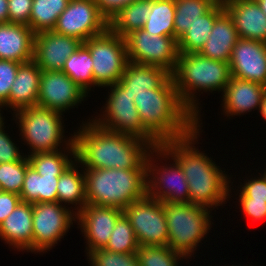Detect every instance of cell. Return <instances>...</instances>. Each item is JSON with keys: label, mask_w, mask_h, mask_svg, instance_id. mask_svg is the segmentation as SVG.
I'll return each instance as SVG.
<instances>
[{"label": "cell", "mask_w": 266, "mask_h": 266, "mask_svg": "<svg viewBox=\"0 0 266 266\" xmlns=\"http://www.w3.org/2000/svg\"><path fill=\"white\" fill-rule=\"evenodd\" d=\"M238 38L234 22L228 12L224 10L216 18L209 38L198 53L212 60L229 63Z\"/></svg>", "instance_id": "cell-24"}, {"label": "cell", "mask_w": 266, "mask_h": 266, "mask_svg": "<svg viewBox=\"0 0 266 266\" xmlns=\"http://www.w3.org/2000/svg\"><path fill=\"white\" fill-rule=\"evenodd\" d=\"M93 61V78L98 89L119 82L129 63L126 42L110 28L83 43Z\"/></svg>", "instance_id": "cell-10"}, {"label": "cell", "mask_w": 266, "mask_h": 266, "mask_svg": "<svg viewBox=\"0 0 266 266\" xmlns=\"http://www.w3.org/2000/svg\"><path fill=\"white\" fill-rule=\"evenodd\" d=\"M2 192H4V189H3L2 184L0 182V193H2Z\"/></svg>", "instance_id": "cell-52"}, {"label": "cell", "mask_w": 266, "mask_h": 266, "mask_svg": "<svg viewBox=\"0 0 266 266\" xmlns=\"http://www.w3.org/2000/svg\"><path fill=\"white\" fill-rule=\"evenodd\" d=\"M77 222V214L59 202L33 203V254H46Z\"/></svg>", "instance_id": "cell-11"}, {"label": "cell", "mask_w": 266, "mask_h": 266, "mask_svg": "<svg viewBox=\"0 0 266 266\" xmlns=\"http://www.w3.org/2000/svg\"><path fill=\"white\" fill-rule=\"evenodd\" d=\"M202 123H198L189 135L181 139L169 140L160 146L179 164L189 186L190 203L209 210L224 208L229 200V186L232 173L217 165L213 157L202 151L199 141L203 135ZM201 134V135H200ZM197 145V146H195ZM226 171V172H225Z\"/></svg>", "instance_id": "cell-1"}, {"label": "cell", "mask_w": 266, "mask_h": 266, "mask_svg": "<svg viewBox=\"0 0 266 266\" xmlns=\"http://www.w3.org/2000/svg\"><path fill=\"white\" fill-rule=\"evenodd\" d=\"M87 205L124 210L147 194V163L139 169L83 168Z\"/></svg>", "instance_id": "cell-5"}, {"label": "cell", "mask_w": 266, "mask_h": 266, "mask_svg": "<svg viewBox=\"0 0 266 266\" xmlns=\"http://www.w3.org/2000/svg\"><path fill=\"white\" fill-rule=\"evenodd\" d=\"M33 0H8V21L29 26Z\"/></svg>", "instance_id": "cell-42"}, {"label": "cell", "mask_w": 266, "mask_h": 266, "mask_svg": "<svg viewBox=\"0 0 266 266\" xmlns=\"http://www.w3.org/2000/svg\"><path fill=\"white\" fill-rule=\"evenodd\" d=\"M8 22V0H0V24Z\"/></svg>", "instance_id": "cell-46"}, {"label": "cell", "mask_w": 266, "mask_h": 266, "mask_svg": "<svg viewBox=\"0 0 266 266\" xmlns=\"http://www.w3.org/2000/svg\"><path fill=\"white\" fill-rule=\"evenodd\" d=\"M260 115L258 114V116H261L264 121L263 123L266 124V93L263 95L262 101H261V106L259 109Z\"/></svg>", "instance_id": "cell-47"}, {"label": "cell", "mask_w": 266, "mask_h": 266, "mask_svg": "<svg viewBox=\"0 0 266 266\" xmlns=\"http://www.w3.org/2000/svg\"><path fill=\"white\" fill-rule=\"evenodd\" d=\"M260 172L261 171H259L258 174L252 173L249 176L247 174L246 177L245 176L242 177L243 181L242 182L239 181L240 184L238 183L237 186L234 185L235 188H233L234 187L233 183L236 181L233 180L232 182L231 180L229 186V198L231 197L234 198L233 195H235V197L238 195L237 198H253V200L266 201V177L262 172L261 173ZM234 189L236 191H233ZM232 192H234L233 195L231 194Z\"/></svg>", "instance_id": "cell-38"}, {"label": "cell", "mask_w": 266, "mask_h": 266, "mask_svg": "<svg viewBox=\"0 0 266 266\" xmlns=\"http://www.w3.org/2000/svg\"><path fill=\"white\" fill-rule=\"evenodd\" d=\"M229 66L232 77L266 87V43L238 38Z\"/></svg>", "instance_id": "cell-17"}, {"label": "cell", "mask_w": 266, "mask_h": 266, "mask_svg": "<svg viewBox=\"0 0 266 266\" xmlns=\"http://www.w3.org/2000/svg\"><path fill=\"white\" fill-rule=\"evenodd\" d=\"M256 1L259 3L261 10L266 15V0H256Z\"/></svg>", "instance_id": "cell-48"}, {"label": "cell", "mask_w": 266, "mask_h": 266, "mask_svg": "<svg viewBox=\"0 0 266 266\" xmlns=\"http://www.w3.org/2000/svg\"><path fill=\"white\" fill-rule=\"evenodd\" d=\"M219 0H174V38L177 40Z\"/></svg>", "instance_id": "cell-31"}, {"label": "cell", "mask_w": 266, "mask_h": 266, "mask_svg": "<svg viewBox=\"0 0 266 266\" xmlns=\"http://www.w3.org/2000/svg\"><path fill=\"white\" fill-rule=\"evenodd\" d=\"M32 219L33 204L21 201L0 224L1 242L13 251L33 253Z\"/></svg>", "instance_id": "cell-20"}, {"label": "cell", "mask_w": 266, "mask_h": 266, "mask_svg": "<svg viewBox=\"0 0 266 266\" xmlns=\"http://www.w3.org/2000/svg\"><path fill=\"white\" fill-rule=\"evenodd\" d=\"M265 93L266 87L261 84L231 77L221 94V114L225 116L224 119H231L252 111L254 113L255 110L259 112Z\"/></svg>", "instance_id": "cell-19"}, {"label": "cell", "mask_w": 266, "mask_h": 266, "mask_svg": "<svg viewBox=\"0 0 266 266\" xmlns=\"http://www.w3.org/2000/svg\"><path fill=\"white\" fill-rule=\"evenodd\" d=\"M73 131L75 159L83 168L139 169L153 147L139 138L108 131L91 121Z\"/></svg>", "instance_id": "cell-2"}, {"label": "cell", "mask_w": 266, "mask_h": 266, "mask_svg": "<svg viewBox=\"0 0 266 266\" xmlns=\"http://www.w3.org/2000/svg\"><path fill=\"white\" fill-rule=\"evenodd\" d=\"M151 12V0H138L116 14L109 22V28L125 38L128 34L144 27Z\"/></svg>", "instance_id": "cell-29"}, {"label": "cell", "mask_w": 266, "mask_h": 266, "mask_svg": "<svg viewBox=\"0 0 266 266\" xmlns=\"http://www.w3.org/2000/svg\"><path fill=\"white\" fill-rule=\"evenodd\" d=\"M171 77L182 104L202 123L201 94L214 95L216 91L222 94L232 75L228 62L212 60L199 53H179Z\"/></svg>", "instance_id": "cell-4"}, {"label": "cell", "mask_w": 266, "mask_h": 266, "mask_svg": "<svg viewBox=\"0 0 266 266\" xmlns=\"http://www.w3.org/2000/svg\"><path fill=\"white\" fill-rule=\"evenodd\" d=\"M11 116L10 120L18 126L16 135L19 133L20 143L28 147L26 156L75 148L73 132L69 131L70 135H65L64 114L36 105L20 109Z\"/></svg>", "instance_id": "cell-6"}, {"label": "cell", "mask_w": 266, "mask_h": 266, "mask_svg": "<svg viewBox=\"0 0 266 266\" xmlns=\"http://www.w3.org/2000/svg\"><path fill=\"white\" fill-rule=\"evenodd\" d=\"M265 168H264V170H263V168L261 169V167H260V170H262V173L265 175V177H266V163H265Z\"/></svg>", "instance_id": "cell-51"}, {"label": "cell", "mask_w": 266, "mask_h": 266, "mask_svg": "<svg viewBox=\"0 0 266 266\" xmlns=\"http://www.w3.org/2000/svg\"><path fill=\"white\" fill-rule=\"evenodd\" d=\"M237 205L240 207L237 208H241V210H239V212L242 211V214L244 213L246 217L249 218V220L251 219L252 222H259V221H263L266 219V201H259V200H253V198H236ZM238 199V201H237Z\"/></svg>", "instance_id": "cell-43"}, {"label": "cell", "mask_w": 266, "mask_h": 266, "mask_svg": "<svg viewBox=\"0 0 266 266\" xmlns=\"http://www.w3.org/2000/svg\"><path fill=\"white\" fill-rule=\"evenodd\" d=\"M239 38L266 43V15L256 0H222Z\"/></svg>", "instance_id": "cell-21"}, {"label": "cell", "mask_w": 266, "mask_h": 266, "mask_svg": "<svg viewBox=\"0 0 266 266\" xmlns=\"http://www.w3.org/2000/svg\"><path fill=\"white\" fill-rule=\"evenodd\" d=\"M170 76V72L159 66L129 61L119 83L134 100L137 95L149 92V89L159 88Z\"/></svg>", "instance_id": "cell-25"}, {"label": "cell", "mask_w": 266, "mask_h": 266, "mask_svg": "<svg viewBox=\"0 0 266 266\" xmlns=\"http://www.w3.org/2000/svg\"><path fill=\"white\" fill-rule=\"evenodd\" d=\"M174 0H151V12L144 29L147 33L174 37Z\"/></svg>", "instance_id": "cell-34"}, {"label": "cell", "mask_w": 266, "mask_h": 266, "mask_svg": "<svg viewBox=\"0 0 266 266\" xmlns=\"http://www.w3.org/2000/svg\"><path fill=\"white\" fill-rule=\"evenodd\" d=\"M88 97L91 96L64 72L42 71L37 106L65 114L81 106Z\"/></svg>", "instance_id": "cell-15"}, {"label": "cell", "mask_w": 266, "mask_h": 266, "mask_svg": "<svg viewBox=\"0 0 266 266\" xmlns=\"http://www.w3.org/2000/svg\"><path fill=\"white\" fill-rule=\"evenodd\" d=\"M110 88V89H109ZM104 105L100 111L94 112L91 121L108 131L130 135L147 141L153 148L160 146V143L142 126L141 118L135 106L133 98L128 90L119 83L109 85Z\"/></svg>", "instance_id": "cell-8"}, {"label": "cell", "mask_w": 266, "mask_h": 266, "mask_svg": "<svg viewBox=\"0 0 266 266\" xmlns=\"http://www.w3.org/2000/svg\"><path fill=\"white\" fill-rule=\"evenodd\" d=\"M225 10L219 0L178 39L179 53H198L211 34L216 18Z\"/></svg>", "instance_id": "cell-28"}, {"label": "cell", "mask_w": 266, "mask_h": 266, "mask_svg": "<svg viewBox=\"0 0 266 266\" xmlns=\"http://www.w3.org/2000/svg\"><path fill=\"white\" fill-rule=\"evenodd\" d=\"M128 60L143 65H154L172 73L179 56L178 40L159 36L140 29L125 38Z\"/></svg>", "instance_id": "cell-13"}, {"label": "cell", "mask_w": 266, "mask_h": 266, "mask_svg": "<svg viewBox=\"0 0 266 266\" xmlns=\"http://www.w3.org/2000/svg\"><path fill=\"white\" fill-rule=\"evenodd\" d=\"M70 0H33L29 27L36 34L54 29Z\"/></svg>", "instance_id": "cell-33"}, {"label": "cell", "mask_w": 266, "mask_h": 266, "mask_svg": "<svg viewBox=\"0 0 266 266\" xmlns=\"http://www.w3.org/2000/svg\"><path fill=\"white\" fill-rule=\"evenodd\" d=\"M41 74L42 70L33 60L22 63L11 86L9 98L2 106L3 109L13 114L20 109L36 106Z\"/></svg>", "instance_id": "cell-22"}, {"label": "cell", "mask_w": 266, "mask_h": 266, "mask_svg": "<svg viewBox=\"0 0 266 266\" xmlns=\"http://www.w3.org/2000/svg\"><path fill=\"white\" fill-rule=\"evenodd\" d=\"M4 114V109L2 106H0V125L5 121V116H3Z\"/></svg>", "instance_id": "cell-49"}, {"label": "cell", "mask_w": 266, "mask_h": 266, "mask_svg": "<svg viewBox=\"0 0 266 266\" xmlns=\"http://www.w3.org/2000/svg\"><path fill=\"white\" fill-rule=\"evenodd\" d=\"M122 214L121 209L97 205H85L77 213V228L86 244L85 256L107 245L115 223Z\"/></svg>", "instance_id": "cell-16"}, {"label": "cell", "mask_w": 266, "mask_h": 266, "mask_svg": "<svg viewBox=\"0 0 266 266\" xmlns=\"http://www.w3.org/2000/svg\"><path fill=\"white\" fill-rule=\"evenodd\" d=\"M60 175H40L31 166L25 173L20 198L25 203L58 202Z\"/></svg>", "instance_id": "cell-27"}, {"label": "cell", "mask_w": 266, "mask_h": 266, "mask_svg": "<svg viewBox=\"0 0 266 266\" xmlns=\"http://www.w3.org/2000/svg\"><path fill=\"white\" fill-rule=\"evenodd\" d=\"M57 195L58 202L76 214L87 205L84 169L76 159L59 176Z\"/></svg>", "instance_id": "cell-26"}, {"label": "cell", "mask_w": 266, "mask_h": 266, "mask_svg": "<svg viewBox=\"0 0 266 266\" xmlns=\"http://www.w3.org/2000/svg\"><path fill=\"white\" fill-rule=\"evenodd\" d=\"M93 61L89 49L82 43L81 46L67 58L62 69L76 84L89 95L98 86L93 78ZM93 87V90L91 89ZM91 91V92H90Z\"/></svg>", "instance_id": "cell-30"}, {"label": "cell", "mask_w": 266, "mask_h": 266, "mask_svg": "<svg viewBox=\"0 0 266 266\" xmlns=\"http://www.w3.org/2000/svg\"><path fill=\"white\" fill-rule=\"evenodd\" d=\"M142 126L161 144L181 139L198 127V119L182 104L170 76L159 88L134 98Z\"/></svg>", "instance_id": "cell-3"}, {"label": "cell", "mask_w": 266, "mask_h": 266, "mask_svg": "<svg viewBox=\"0 0 266 266\" xmlns=\"http://www.w3.org/2000/svg\"><path fill=\"white\" fill-rule=\"evenodd\" d=\"M136 236L129 219L123 213L115 223L107 245V251L116 253H135L138 250Z\"/></svg>", "instance_id": "cell-36"}, {"label": "cell", "mask_w": 266, "mask_h": 266, "mask_svg": "<svg viewBox=\"0 0 266 266\" xmlns=\"http://www.w3.org/2000/svg\"><path fill=\"white\" fill-rule=\"evenodd\" d=\"M35 33L27 25L0 24V59L27 63L34 58Z\"/></svg>", "instance_id": "cell-23"}, {"label": "cell", "mask_w": 266, "mask_h": 266, "mask_svg": "<svg viewBox=\"0 0 266 266\" xmlns=\"http://www.w3.org/2000/svg\"><path fill=\"white\" fill-rule=\"evenodd\" d=\"M138 0H94L99 12L108 22L123 8Z\"/></svg>", "instance_id": "cell-44"}, {"label": "cell", "mask_w": 266, "mask_h": 266, "mask_svg": "<svg viewBox=\"0 0 266 266\" xmlns=\"http://www.w3.org/2000/svg\"><path fill=\"white\" fill-rule=\"evenodd\" d=\"M21 64L12 60L0 59V106L7 102L11 86Z\"/></svg>", "instance_id": "cell-41"}, {"label": "cell", "mask_w": 266, "mask_h": 266, "mask_svg": "<svg viewBox=\"0 0 266 266\" xmlns=\"http://www.w3.org/2000/svg\"><path fill=\"white\" fill-rule=\"evenodd\" d=\"M123 213L133 227L139 246H168L163 204L147 194L128 205Z\"/></svg>", "instance_id": "cell-12"}, {"label": "cell", "mask_w": 266, "mask_h": 266, "mask_svg": "<svg viewBox=\"0 0 266 266\" xmlns=\"http://www.w3.org/2000/svg\"><path fill=\"white\" fill-rule=\"evenodd\" d=\"M86 258L90 266H139L136 252L123 254L100 248L89 252Z\"/></svg>", "instance_id": "cell-39"}, {"label": "cell", "mask_w": 266, "mask_h": 266, "mask_svg": "<svg viewBox=\"0 0 266 266\" xmlns=\"http://www.w3.org/2000/svg\"><path fill=\"white\" fill-rule=\"evenodd\" d=\"M168 228V246L190 261L213 229L212 210L192 203L162 202ZM212 218V219H211ZM201 243V245H200ZM199 246V247H198Z\"/></svg>", "instance_id": "cell-7"}, {"label": "cell", "mask_w": 266, "mask_h": 266, "mask_svg": "<svg viewBox=\"0 0 266 266\" xmlns=\"http://www.w3.org/2000/svg\"><path fill=\"white\" fill-rule=\"evenodd\" d=\"M83 42L51 31L35 34L33 61L42 71H62L65 61Z\"/></svg>", "instance_id": "cell-18"}, {"label": "cell", "mask_w": 266, "mask_h": 266, "mask_svg": "<svg viewBox=\"0 0 266 266\" xmlns=\"http://www.w3.org/2000/svg\"><path fill=\"white\" fill-rule=\"evenodd\" d=\"M108 28L109 22L99 12L94 0H70L58 17L53 31L75 37L84 43Z\"/></svg>", "instance_id": "cell-14"}, {"label": "cell", "mask_w": 266, "mask_h": 266, "mask_svg": "<svg viewBox=\"0 0 266 266\" xmlns=\"http://www.w3.org/2000/svg\"><path fill=\"white\" fill-rule=\"evenodd\" d=\"M219 266H220V265H219ZM224 266H228V265L225 264ZM229 266H230V265H229ZM231 266H248V265H247V264H246V265H245V264H244V265H241V264L239 263V265H236V264L233 265V264H232ZM249 266H250V264H249ZM251 266H254V265L251 264ZM260 266H261V265H260Z\"/></svg>", "instance_id": "cell-50"}, {"label": "cell", "mask_w": 266, "mask_h": 266, "mask_svg": "<svg viewBox=\"0 0 266 266\" xmlns=\"http://www.w3.org/2000/svg\"><path fill=\"white\" fill-rule=\"evenodd\" d=\"M7 121L9 120L6 119L0 125V163L19 161L26 156V151L24 153L23 149H19L22 145L18 146L19 144L12 138L13 135L8 133L9 131H7L8 129H6L5 125L8 123Z\"/></svg>", "instance_id": "cell-40"}, {"label": "cell", "mask_w": 266, "mask_h": 266, "mask_svg": "<svg viewBox=\"0 0 266 266\" xmlns=\"http://www.w3.org/2000/svg\"><path fill=\"white\" fill-rule=\"evenodd\" d=\"M146 163L148 196L161 202L190 203L189 186L184 172L161 146L150 151Z\"/></svg>", "instance_id": "cell-9"}, {"label": "cell", "mask_w": 266, "mask_h": 266, "mask_svg": "<svg viewBox=\"0 0 266 266\" xmlns=\"http://www.w3.org/2000/svg\"><path fill=\"white\" fill-rule=\"evenodd\" d=\"M27 156L19 161L0 163V182L4 192L21 193L27 168L29 167Z\"/></svg>", "instance_id": "cell-37"}, {"label": "cell", "mask_w": 266, "mask_h": 266, "mask_svg": "<svg viewBox=\"0 0 266 266\" xmlns=\"http://www.w3.org/2000/svg\"><path fill=\"white\" fill-rule=\"evenodd\" d=\"M27 159L29 165L40 175H61L75 160V148L33 153Z\"/></svg>", "instance_id": "cell-32"}, {"label": "cell", "mask_w": 266, "mask_h": 266, "mask_svg": "<svg viewBox=\"0 0 266 266\" xmlns=\"http://www.w3.org/2000/svg\"><path fill=\"white\" fill-rule=\"evenodd\" d=\"M136 254L139 266H182V262L189 263L187 257L169 246H139Z\"/></svg>", "instance_id": "cell-35"}, {"label": "cell", "mask_w": 266, "mask_h": 266, "mask_svg": "<svg viewBox=\"0 0 266 266\" xmlns=\"http://www.w3.org/2000/svg\"><path fill=\"white\" fill-rule=\"evenodd\" d=\"M19 194L13 192L0 193V224L21 202Z\"/></svg>", "instance_id": "cell-45"}]
</instances>
